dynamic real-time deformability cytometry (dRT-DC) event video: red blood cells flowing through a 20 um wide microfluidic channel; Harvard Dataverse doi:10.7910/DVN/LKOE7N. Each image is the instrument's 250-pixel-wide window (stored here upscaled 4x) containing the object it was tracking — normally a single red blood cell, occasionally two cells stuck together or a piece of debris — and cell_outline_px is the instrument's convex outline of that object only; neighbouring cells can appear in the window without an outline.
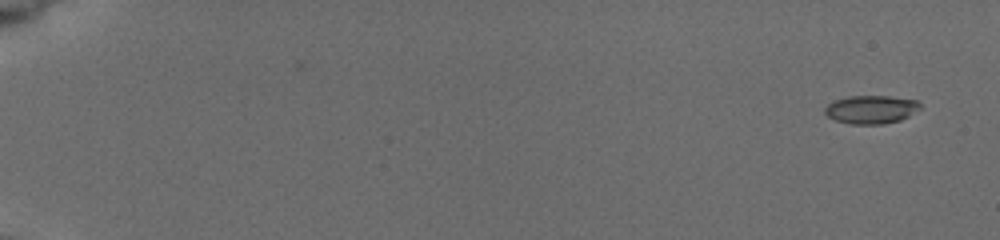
{"species": "common noctule bat (a hibernating species)", "species_latin": "Nyctalus noctula", "temperature_condition": "cold", "stored_images_in_passage": 2, "camera_frame_rate_fps": 3000, "um_per_image_px": 0.085, "animal": {"sex": "female", "body_mass_g": 19.5, "forearm_length_mm": 54.1}, "frame": {"image": 1, "passage_image": 2, "time_ms": 1.333, "image_size_px": [1000, 240], "cell_outline_px": [[920, 108], [908, 116], [900, 120], [884, 124], [848, 124], [836, 120], [828, 116], [824, 112], [824, 108], [828, 104], [836, 100], [848, 96], [888, 96], [916, 100], [920, 104]], "centroid_in_image_um": [74.03, 9.31], "position_along_channel_um": 11.0, "area_um2": 15.61}}